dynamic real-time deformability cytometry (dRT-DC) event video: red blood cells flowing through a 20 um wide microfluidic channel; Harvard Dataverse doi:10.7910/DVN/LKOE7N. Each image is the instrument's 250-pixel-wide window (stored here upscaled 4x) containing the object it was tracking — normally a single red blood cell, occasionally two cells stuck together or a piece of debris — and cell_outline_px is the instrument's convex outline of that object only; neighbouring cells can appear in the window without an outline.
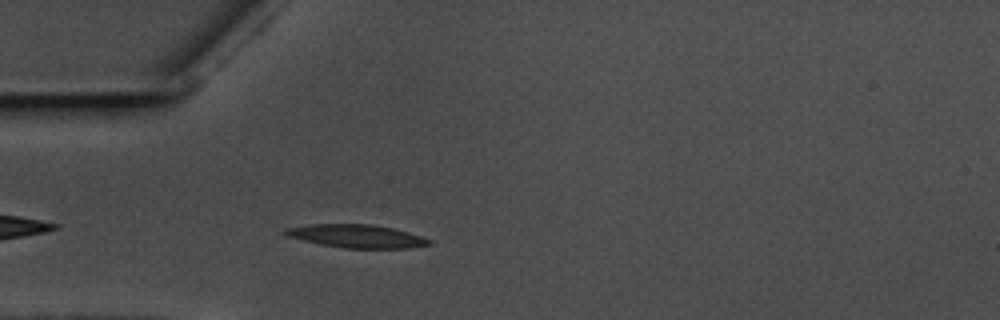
{"species": "common noctule bat (a hibernating species)", "species_latin": "Nyctalus noctula", "temperature_condition": "warm", "stored_images_in_passage": 44, "camera_frame_rate_fps": 3000, "um_per_image_px": 0.085, "animal": {"sex": "male", "body_mass_g": 17.5, "forearm_length_mm": 52.3}, "frame": {"image": 1, "passage_image": 3, "time_ms": 0.667, "image_size_px": [1000, 320], "cell_outline_px": [[432, 244], [408, 248], [344, 248], [320, 244], [288, 236], [280, 232], [284, 228], [312, 224], [372, 224], [392, 228], [408, 232], [432, 240]], "centroid_in_image_um": [30.3, 20.07], "position_along_channel_um": 54.7, "area_um2": 19.36}}
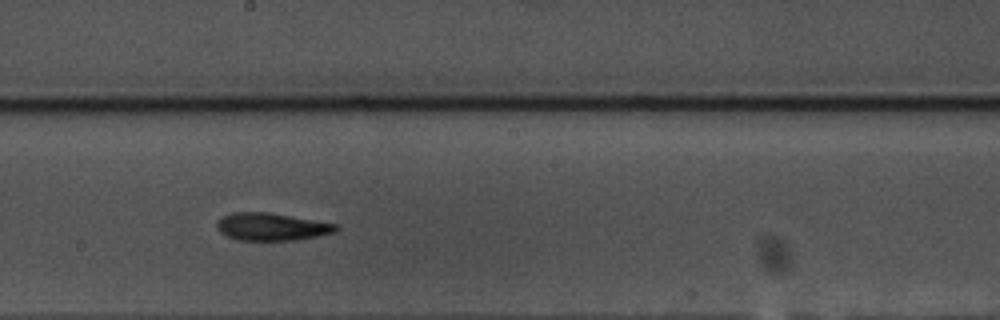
{"frame": {"image": 2, "passage_image": 18, "time_ms": 5.667, "image_size_px": [1000, 320], "cell_outline_px": [[340, 228], [332, 232], [316, 236], [296, 240], [236, 240], [220, 232], [216, 228], [216, 224], [224, 216], [232, 212], [268, 212], [336, 224]], "centroid_in_image_um": [23.05, 19.27], "position_along_channel_um": 225.2, "area_um2": 18.84}}
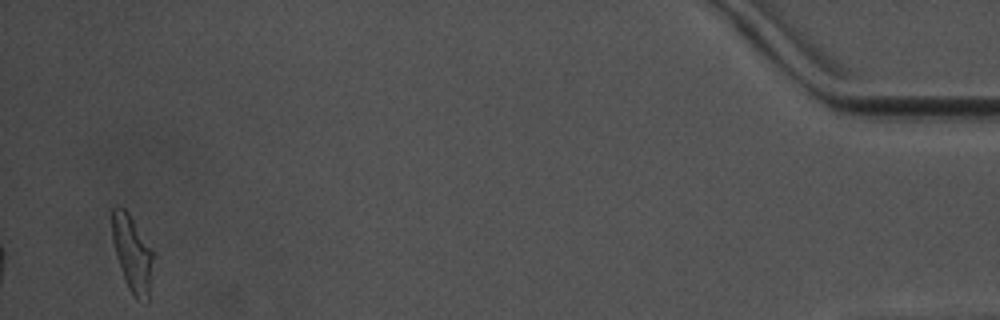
{"frame": {"image": 3, "passage_image": 42, "time_ms": 13.667, "image_size_px": [1000, 320], "cell_outline_px": [[152, 260], [148, 304], [144, 304], [136, 300], [128, 288], [112, 240], [112, 208], [116, 204], [124, 208], [128, 212], [152, 248]], "centroid_in_image_um": [11.25, 21.56], "position_along_channel_um": 424.0, "area_um2": 18.09}, "authors_computed_cell_mechanics": {"area_um2": 18.9873, "velocity_mm_per_s": 3.5495, "shape_relaxation_time_tau1_ms": 4.6206, "shape_relaxation_time_tau2_ms": 4.2894, "deformation_change_tau1": 0.1582, "deformation_change_tau2": 0.145}}